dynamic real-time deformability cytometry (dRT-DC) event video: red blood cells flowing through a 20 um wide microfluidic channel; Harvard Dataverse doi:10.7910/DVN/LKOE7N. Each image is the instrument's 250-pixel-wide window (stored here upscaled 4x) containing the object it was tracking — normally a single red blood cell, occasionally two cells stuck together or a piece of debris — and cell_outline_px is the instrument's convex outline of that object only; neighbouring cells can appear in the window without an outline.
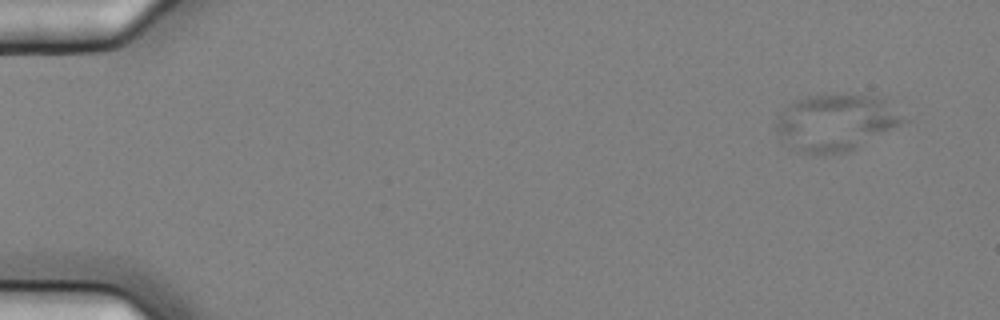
{"species": "common noctule bat (a hibernating species)", "species_latin": "Nyctalus noctula", "temperature_condition": "cold", "stored_images_in_passage": 4, "camera_frame_rate_fps": 3000, "um_per_image_px": 0.085, "animal": {"sex": "female", "body_mass_g": 25.1}, "frame": {"image": 1, "passage_image": 1, "time_ms": 0.0, "image_size_px": [1000, 320], "cell_outline_px": [[912, 120], [848, 152], [824, 156], [808, 156], [788, 148], [780, 140], [776, 132], [776, 124], [780, 112], [784, 108], [796, 100], [808, 96], [824, 92], [876, 96], [884, 100]], "centroid_in_image_um": [71.03, 10.44], "position_along_channel_um": 14.0, "area_um2": 43.64}}